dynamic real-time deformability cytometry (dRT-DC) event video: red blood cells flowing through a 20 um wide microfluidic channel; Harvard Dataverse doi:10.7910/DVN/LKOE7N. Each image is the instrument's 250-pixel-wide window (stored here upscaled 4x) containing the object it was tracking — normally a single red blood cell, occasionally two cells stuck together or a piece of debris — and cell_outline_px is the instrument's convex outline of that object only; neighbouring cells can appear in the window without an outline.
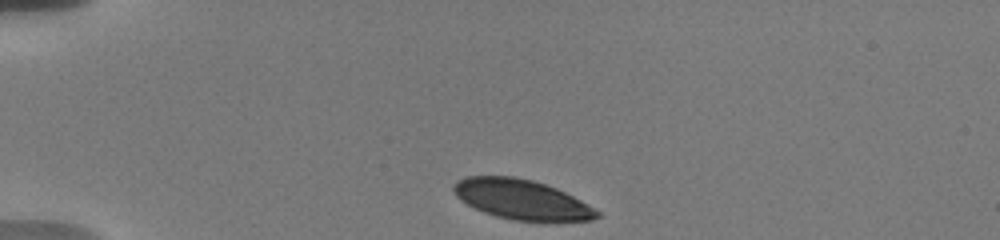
{"species": "human", "species_latin": "Homo sapiens", "temperature_condition": "warm", "stored_images_in_passage": 43, "camera_frame_rate_fps": 3000, "um_per_image_px": 0.085, "donor": {"sex": "male"}, "frame": {"image": 1, "passage_image": 1, "time_ms": 0.0, "image_size_px": [1000, 240], "cell_outline_px": [[600, 216], [592, 220], [512, 220], [496, 216], [484, 212], [460, 200], [452, 192], [452, 188], [456, 180], [468, 176], [512, 176], [532, 180], [556, 188], [588, 204], [600, 212]], "centroid_in_image_um": [44.29, 16.94], "position_along_channel_um": 40.7, "area_um2": 32.89}}
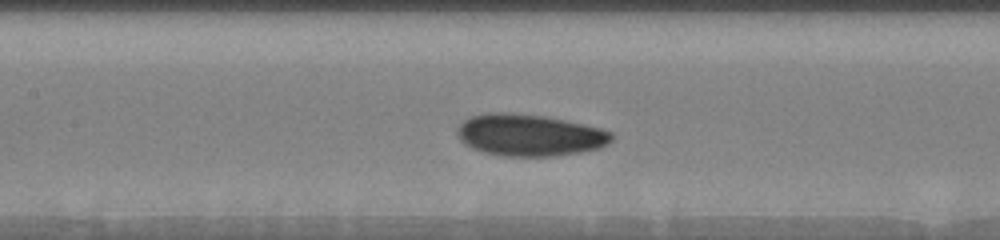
{"frame": {"image": 2, "passage_image": 15, "time_ms": 4.667, "image_size_px": [1000, 240], "cell_outline_px": [[612, 140], [608, 144], [600, 148], [580, 152], [552, 156], [504, 156], [484, 152], [472, 148], [464, 144], [460, 140], [456, 132], [460, 124], [464, 120], [472, 116], [488, 112], [512, 112], [544, 116], [564, 120], [600, 128], [612, 132]], "centroid_in_image_um": [44.99, 11.48], "position_along_channel_um": 162.4, "area_um2": 37.63}}
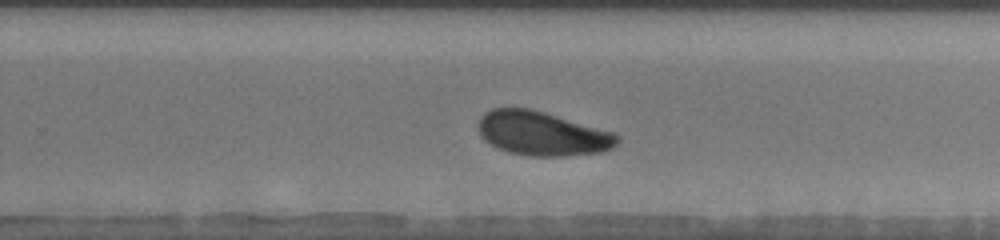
{"frame": {"image": 3, "passage_image": 25, "time_ms": 8.0, "image_size_px": [1000, 240], "cell_outline_px": [[620, 140], [612, 148], [600, 152], [564, 156], [532, 156], [508, 152], [484, 140], [480, 136], [480, 116], [484, 112], [492, 108], [528, 108], [544, 112], [616, 132], [620, 136]], "centroid_in_image_um": [46.13, 11.34], "position_along_channel_um": 283.7, "area_um2": 35.66}, "authors_computed_cell_mechanics": {"area_um2": 36.0094, "velocity_mm_per_s": 3.6544, "shape_relaxation_time_tau1_ms": 3.0471, "shape_relaxation_time_tau2_ms": null, "deformation_change_tau1": 0.1116, "deformation_change_tau2": null}}